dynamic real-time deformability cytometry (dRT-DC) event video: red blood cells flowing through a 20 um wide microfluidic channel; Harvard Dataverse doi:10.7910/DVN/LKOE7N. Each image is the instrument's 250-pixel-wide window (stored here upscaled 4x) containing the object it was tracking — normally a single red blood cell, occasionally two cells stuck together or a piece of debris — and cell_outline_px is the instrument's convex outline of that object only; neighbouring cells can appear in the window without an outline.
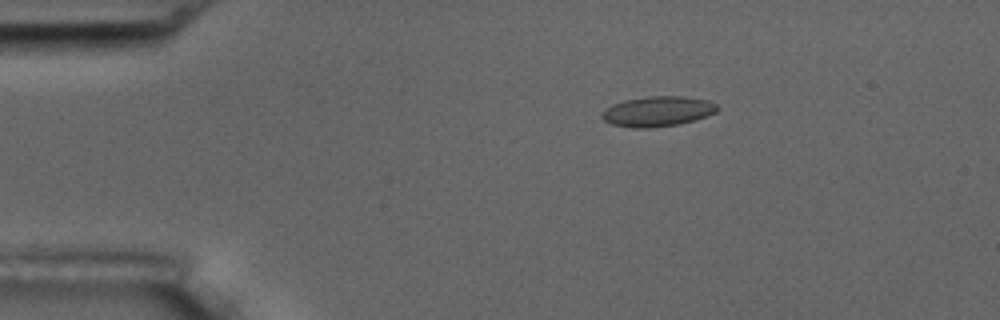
{"species": "common noctule bat (a hibernating species)", "species_latin": "Nyctalus noctula", "temperature_condition": "room temperature", "stored_images_in_passage": 4, "camera_frame_rate_fps": 3000, "um_per_image_px": 0.085, "animal": {"sex": "male", "body_mass_g": 17.5, "forearm_length_mm": 52.3}, "frame": {"image": 1, "passage_image": 3, "time_ms": 3.333, "image_size_px": [1000, 320], "cell_outline_px": [[720, 108], [716, 112], [696, 120], [676, 124], [648, 128], [632, 128], [612, 124], [604, 120], [600, 116], [604, 108], [612, 104], [624, 100], [648, 96], [680, 96], [708, 100], [716, 104]], "centroid_in_image_um": [55.88, 9.46], "position_along_channel_um": 29.1, "area_um2": 20.35}}